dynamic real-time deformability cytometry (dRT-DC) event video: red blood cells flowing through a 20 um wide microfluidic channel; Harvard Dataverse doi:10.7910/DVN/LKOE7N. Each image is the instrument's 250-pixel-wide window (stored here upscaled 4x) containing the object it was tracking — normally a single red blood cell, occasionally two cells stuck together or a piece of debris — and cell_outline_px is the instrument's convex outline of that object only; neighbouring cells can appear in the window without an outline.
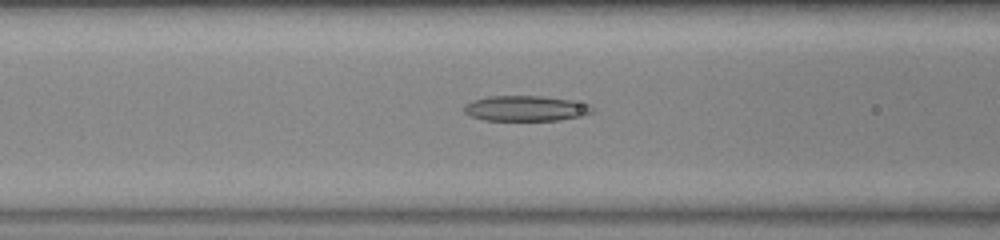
{"species": "common noctule bat (a hibernating species)", "species_latin": "Nyctalus noctula", "temperature_condition": "warm", "stored_images_in_passage": 44, "camera_frame_rate_fps": 3000, "um_per_image_px": 0.085, "animal": {"sex": "female", "body_mass_g": 23.0, "forearm_length_mm": 53.4}, "frame": {"image": 1, "passage_image": 13, "time_ms": 4.0, "image_size_px": [1000, 240], "cell_outline_px": [[596, 108], [592, 112], [584, 116], [560, 120], [484, 120], [472, 116], [464, 112], [464, 104], [472, 100], [488, 96], [540, 96], [572, 100], [588, 104]], "centroid_in_image_um": [44.71, 9.21], "position_along_channel_um": 121.9, "area_um2": 19.07}}
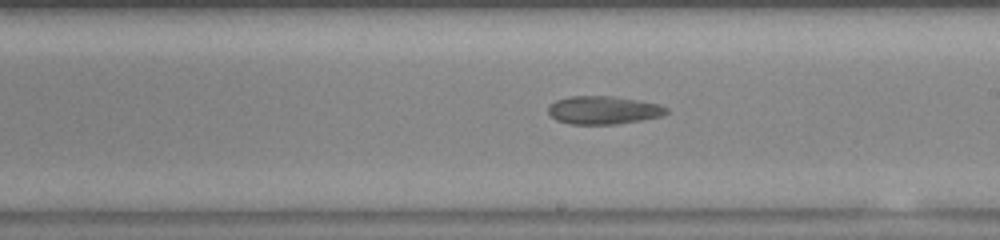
{"frame": {"image": 2, "passage_image": 22, "time_ms": 7.0, "image_size_px": [1000, 240], "cell_outline_px": [[668, 112], [660, 116], [640, 120], [616, 124], [572, 124], [556, 120], [548, 112], [548, 104], [556, 100], [568, 96], [612, 96], [640, 100], [660, 104], [668, 108]], "centroid_in_image_um": [51.28, 9.35], "position_along_channel_um": 237.7, "area_um2": 19.42}}
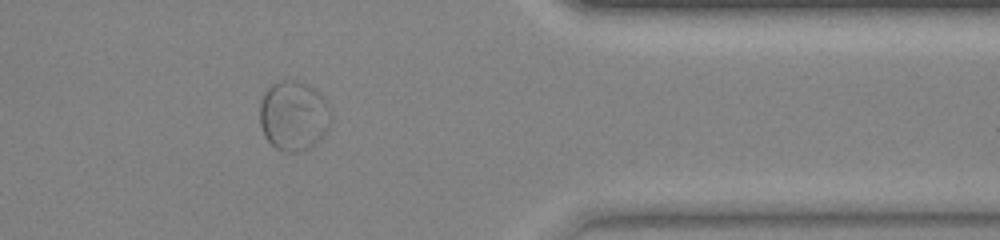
{"frame": {"image": 3, "passage_image": 35, "time_ms": 11.333, "image_size_px": [1000, 240], "cell_outline_px": [[332, 120], [328, 128], [308, 148], [292, 152], [288, 152], [276, 148], [264, 136], [260, 124], [260, 100], [264, 92], [272, 84], [280, 80], [296, 80], [316, 88], [320, 92], [332, 108]], "centroid_in_image_um": [24.97, 9.78], "position_along_channel_um": 386.4, "area_um2": 29.07}}